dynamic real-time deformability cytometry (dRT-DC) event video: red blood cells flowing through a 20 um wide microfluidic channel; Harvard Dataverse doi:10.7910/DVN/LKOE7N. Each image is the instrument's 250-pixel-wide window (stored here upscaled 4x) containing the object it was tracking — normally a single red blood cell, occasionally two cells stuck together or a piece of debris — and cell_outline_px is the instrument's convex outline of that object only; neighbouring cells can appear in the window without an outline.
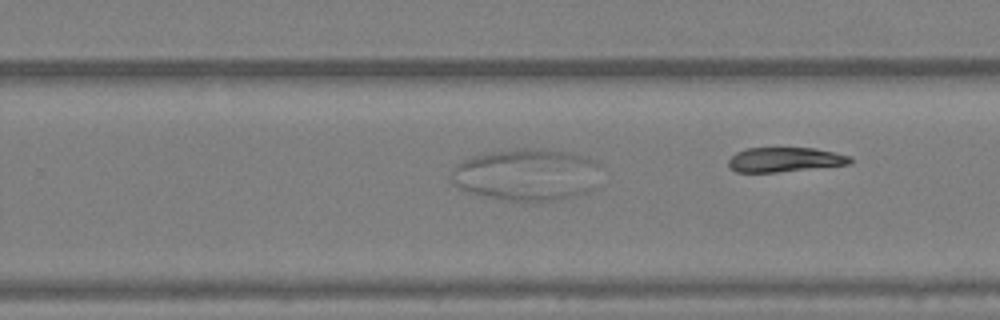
{"species": "Egyptian fruit bat (a non-hibernating species)", "species_latin": "Rousettus aegyptiacus", "temperature_condition": "warm", "stored_images_in_passage": 26, "segment_of_instrument_passage": [2, 2], "camera_frame_rate_fps": 3000, "um_per_image_px": 0.085, "animal": {"sex": "female"}, "frame": {"image": 1, "passage_image": 26, "time_ms": 8.333, "image_size_px": [1000, 320], "cell_outline_px": [[852, 164], [776, 172], [736, 172], [728, 164], [728, 160], [736, 152], [748, 148], [812, 148], [852, 156]], "centroid_in_image_um": [66.72, 13.57], "position_along_channel_um": 263.1, "area_um2": 17.28}}